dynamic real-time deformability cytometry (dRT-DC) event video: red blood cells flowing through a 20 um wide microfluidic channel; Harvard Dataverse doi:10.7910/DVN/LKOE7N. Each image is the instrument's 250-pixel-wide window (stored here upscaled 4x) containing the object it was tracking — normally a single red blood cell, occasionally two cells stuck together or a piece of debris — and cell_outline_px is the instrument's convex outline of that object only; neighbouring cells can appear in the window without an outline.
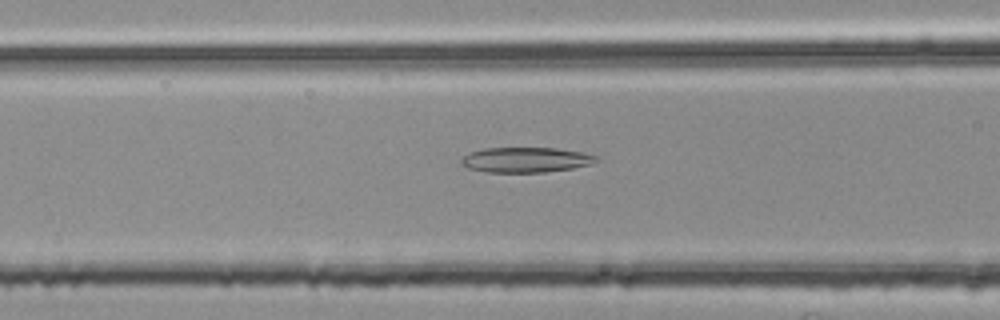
{"species": "common noctule bat (a hibernating species)", "species_latin": "Nyctalus noctula", "temperature_condition": "room temperature", "stored_images_in_passage": 46, "camera_frame_rate_fps": 3000, "um_per_image_px": 0.085, "animal": {"sex": "female", "body_mass_g": 25.1}, "frame": {"image": 1, "passage_image": 13, "time_ms": 4.0, "image_size_px": [1000, 320], "cell_outline_px": [[600, 160], [592, 164], [572, 168], [544, 172], [484, 172], [468, 168], [460, 164], [460, 160], [464, 156], [472, 152], [484, 148], [556, 148], [584, 152], [600, 156]], "centroid_in_image_um": [44.74, 13.58], "position_along_channel_um": 121.9, "area_um2": 19.94}}
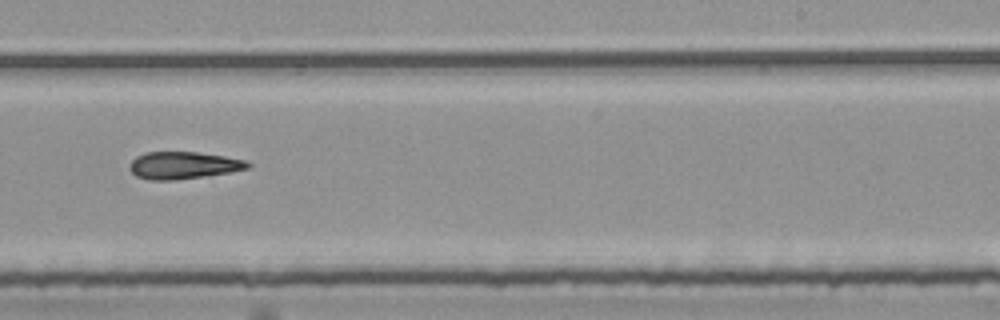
{"frame": {"image": 2, "passage_image": 25, "time_ms": 8.0, "image_size_px": [1000, 320], "cell_outline_px": [[252, 164], [248, 168], [232, 172], [176, 180], [148, 180], [136, 176], [128, 168], [128, 164], [136, 156], [144, 152], [196, 152], [224, 156], [248, 160]], "centroid_in_image_um": [15.58, 14.05], "position_along_channel_um": 273.4, "area_um2": 18.96}}
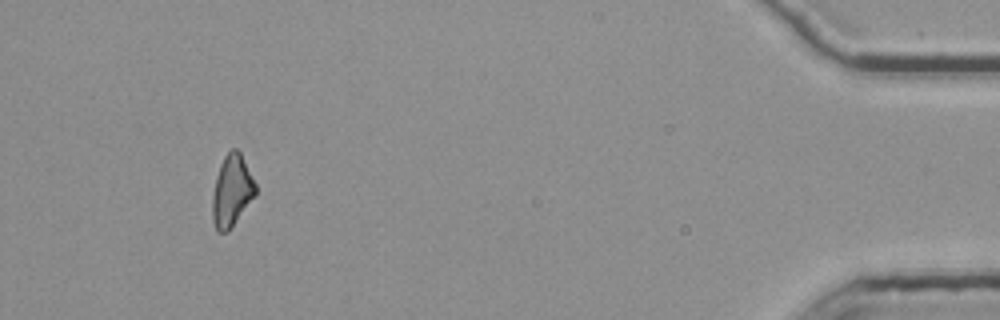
{"frame": {"image": 3, "passage_image": 42, "time_ms": 13.667, "image_size_px": [1000, 320], "cell_outline_px": [[256, 196], [228, 232], [216, 232], [212, 220], [212, 196], [216, 176], [220, 164], [224, 156], [232, 148], [236, 148], [240, 152], [256, 184]], "centroid_in_image_um": [19.7, 16.25], "position_along_channel_um": 415.5, "area_um2": 18.21}}